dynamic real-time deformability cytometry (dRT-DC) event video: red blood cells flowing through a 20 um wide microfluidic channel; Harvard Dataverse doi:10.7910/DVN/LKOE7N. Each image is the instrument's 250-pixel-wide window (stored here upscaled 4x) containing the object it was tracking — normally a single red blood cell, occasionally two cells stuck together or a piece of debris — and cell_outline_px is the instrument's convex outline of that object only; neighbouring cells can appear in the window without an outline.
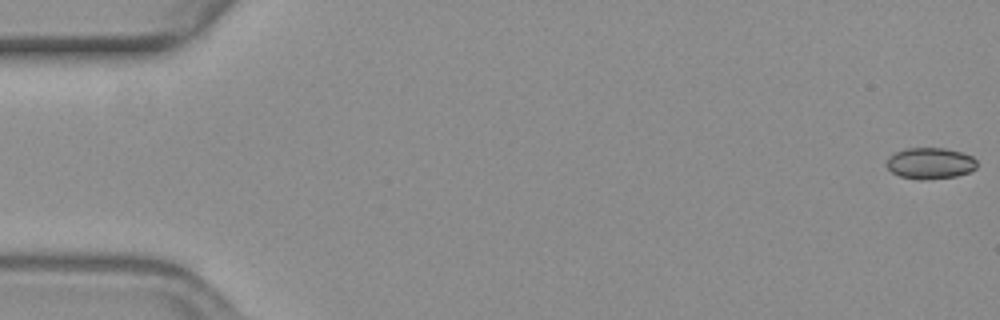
{"species": "common noctule bat (a hibernating species)", "species_latin": "Nyctalus noctula", "temperature_condition": "warm", "stored_images_in_passage": 22, "camera_frame_rate_fps": 3000, "um_per_image_px": 0.085, "animal": {"sex": "female", "body_mass_g": 19.3, "forearm_length_mm": 54.1}, "frame": {"image": 1, "passage_image": 1, "time_ms": 0.0, "image_size_px": [1000, 320], "cell_outline_px": [[976, 168], [968, 172], [956, 176], [924, 180], [920, 180], [900, 176], [892, 172], [884, 164], [888, 156], [904, 148], [944, 148], [960, 152], [972, 156], [976, 160]], "centroid_in_image_um": [79.02, 13.88], "position_along_channel_um": 6.0, "area_um2": 16.53}}
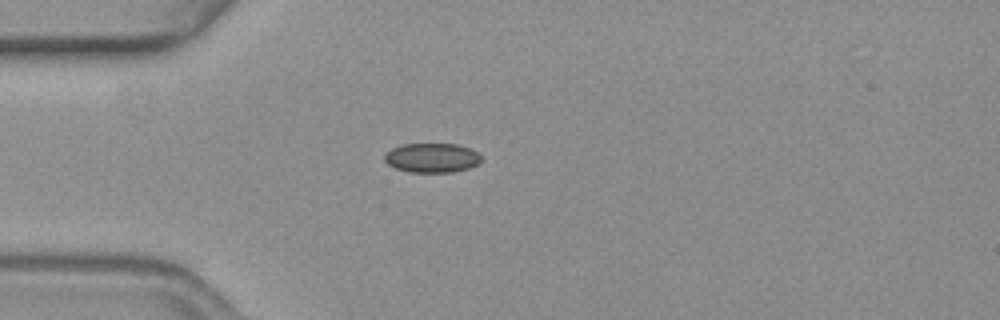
{"frame": {"image": 2, "passage_image": 16, "time_ms": 5.0, "image_size_px": [1000, 320], "cell_outline_px": [[480, 160], [476, 164], [468, 168], [452, 172], [408, 172], [396, 168], [388, 164], [384, 160], [384, 152], [392, 148], [404, 144], [456, 144], [468, 148], [476, 152], [480, 156]], "centroid_in_image_um": [36.65, 13.41], "position_along_channel_um": 48.3, "area_um2": 16.42}}